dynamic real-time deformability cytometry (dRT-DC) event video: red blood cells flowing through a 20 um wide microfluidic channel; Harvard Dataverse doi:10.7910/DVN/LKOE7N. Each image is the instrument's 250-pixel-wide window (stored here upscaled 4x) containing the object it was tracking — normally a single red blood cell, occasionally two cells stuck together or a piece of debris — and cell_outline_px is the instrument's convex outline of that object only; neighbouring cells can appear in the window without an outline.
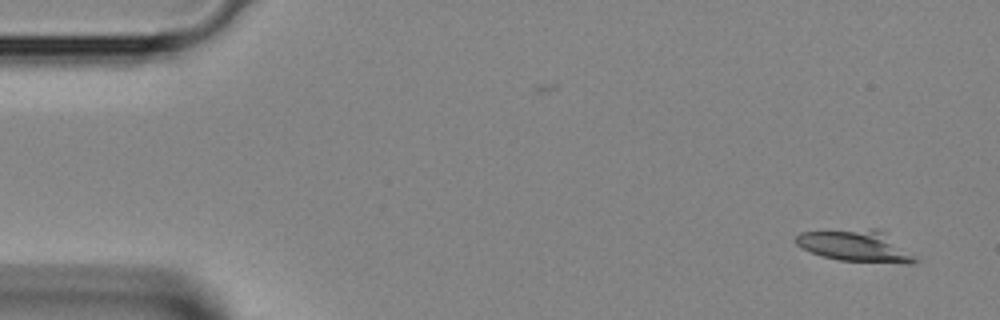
{"species": "Egyptian fruit bat (a non-hibernating species)", "species_latin": "Rousettus aegyptiacus", "temperature_condition": "room temperature", "stored_images_in_passage": 2, "camera_frame_rate_fps": 3000, "um_per_image_px": 0.085, "animal": {"sex": "female"}, "frame": {"image": 1, "passage_image": 2, "time_ms": 0.333, "image_size_px": [1000, 320], "cell_outline_px": [[920, 260], [912, 264], [904, 264], [840, 260], [820, 256], [796, 244], [796, 236], [800, 232], [872, 228], [876, 228], [884, 232]], "centroid_in_image_um": [72.76, 20.91], "position_along_channel_um": 12.2, "area_um2": 21.91}}